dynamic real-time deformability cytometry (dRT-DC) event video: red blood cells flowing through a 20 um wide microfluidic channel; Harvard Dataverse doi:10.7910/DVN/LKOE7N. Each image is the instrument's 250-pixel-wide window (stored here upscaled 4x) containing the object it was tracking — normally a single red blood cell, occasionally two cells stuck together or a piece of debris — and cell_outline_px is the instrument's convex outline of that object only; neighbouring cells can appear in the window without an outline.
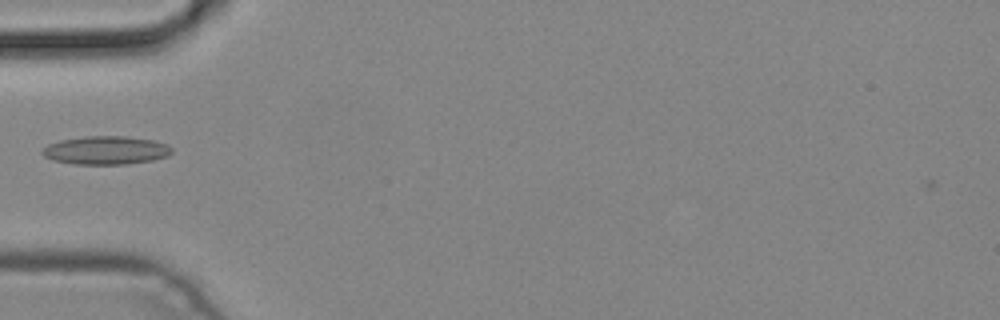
{"species": "common noctule bat (a hibernating species)", "species_latin": "Nyctalus noctula", "temperature_condition": "cold", "stored_images_in_passage": 3, "camera_frame_rate_fps": 3000, "um_per_image_px": 0.085, "animal": {"sex": "male", "body_mass_g": 19.2, "forearm_length_mm": 51.8}, "frame": {"image": 1, "passage_image": 3, "time_ms": 0.667, "image_size_px": [1000, 320], "cell_outline_px": [[172, 152], [168, 156], [152, 160], [128, 164], [72, 164], [52, 160], [44, 156], [40, 152], [48, 144], [60, 140], [84, 136], [124, 136], [152, 140], [164, 144], [172, 148]], "centroid_in_image_um": [8.96, 12.78], "position_along_channel_um": 76.0, "area_um2": 21.39}}